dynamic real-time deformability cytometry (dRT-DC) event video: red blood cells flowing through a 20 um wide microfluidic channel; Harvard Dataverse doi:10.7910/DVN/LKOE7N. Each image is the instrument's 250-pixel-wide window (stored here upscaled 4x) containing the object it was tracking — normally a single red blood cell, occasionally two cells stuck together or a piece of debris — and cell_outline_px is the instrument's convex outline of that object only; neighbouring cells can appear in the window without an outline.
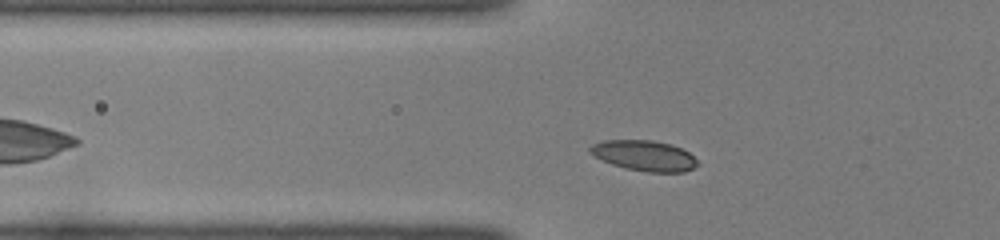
{"species": "common noctule bat (a hibernating species)", "species_latin": "Nyctalus noctula", "temperature_condition": "room temperature", "stored_images_in_passage": 37, "camera_frame_rate_fps": 3000, "um_per_image_px": 0.085, "animal": {"sex": "female", "body_mass_g": 22.0, "forearm_length_mm": 56.7}, "frame": {"image": 1, "passage_image": 4, "time_ms": 1.0, "image_size_px": [1000, 240], "cell_outline_px": [[700, 164], [684, 172], [648, 172], [628, 168], [612, 164], [588, 152], [588, 148], [592, 144], [604, 140], [652, 140], [672, 144], [688, 152]], "centroid_in_image_um": [54.76, 13.22], "position_along_channel_um": 71.0, "area_um2": 18.9}}
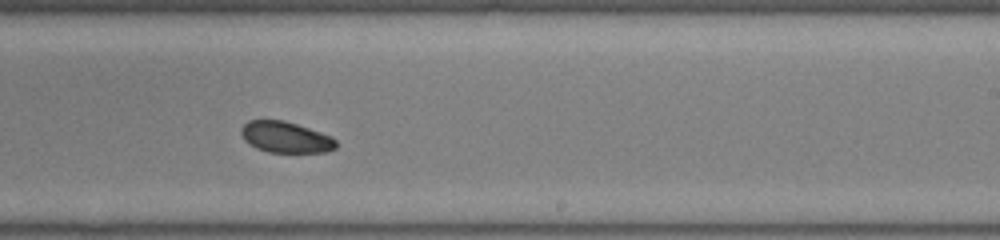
{"frame": {"image": 2, "passage_image": 19, "time_ms": 6.0, "image_size_px": [1000, 240], "cell_outline_px": [[336, 148], [324, 152], [268, 152], [256, 148], [248, 144], [244, 140], [240, 132], [240, 128], [248, 120], [284, 120], [332, 136], [336, 140]], "centroid_in_image_um": [24.24, 11.66], "position_along_channel_um": 264.8, "area_um2": 17.22}}
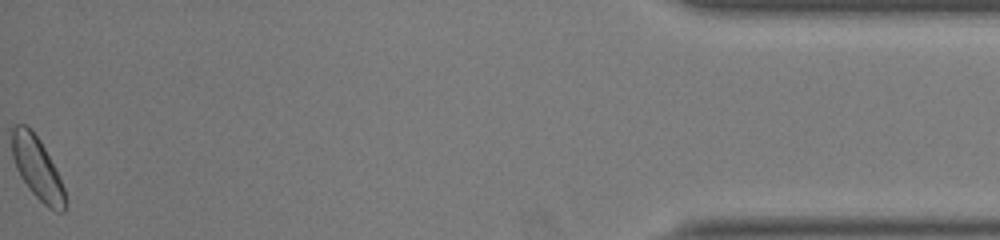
{"frame": {"image": 3, "passage_image": 37, "time_ms": 12.0, "image_size_px": [1000, 240], "cell_outline_px": [[64, 212], [56, 212], [48, 208], [28, 188], [20, 176], [16, 168], [12, 156], [12, 128], [16, 124], [24, 124], [40, 140], [64, 188]], "centroid_in_image_um": [3.12, 14.31], "position_along_channel_um": 432.1, "area_um2": 18.67}, "authors_computed_cell_mechanics": {"area_um2": 18.4382, "velocity_mm_per_s": 3.9622, "shape_relaxation_time_tau1_ms": 0.9437, "shape_relaxation_time_tau2_ms": 7.4009, "deformation_change_tau1": 0.0537, "deformation_change_tau2": 0.0947}}